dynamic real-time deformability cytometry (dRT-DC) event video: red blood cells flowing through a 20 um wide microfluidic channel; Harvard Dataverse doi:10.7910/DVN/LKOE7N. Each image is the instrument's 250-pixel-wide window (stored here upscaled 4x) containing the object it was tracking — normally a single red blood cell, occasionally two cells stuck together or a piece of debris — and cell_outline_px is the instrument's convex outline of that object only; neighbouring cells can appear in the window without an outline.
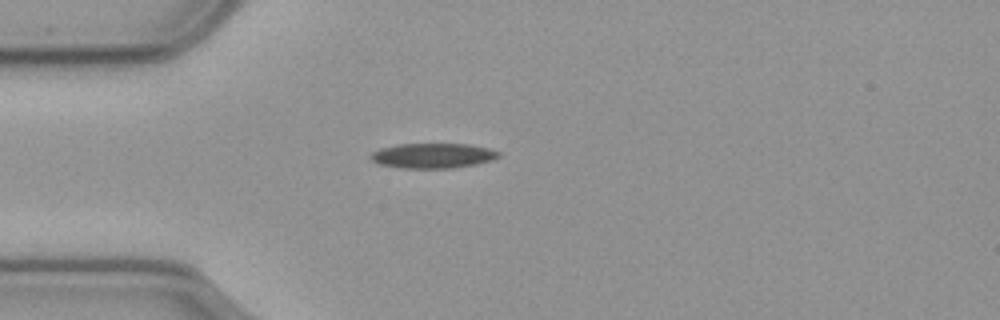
{"species": "common noctule bat (a hibernating species)", "species_latin": "Nyctalus noctula", "temperature_condition": "cold", "stored_images_in_passage": 43, "camera_frame_rate_fps": 3000, "um_per_image_px": 0.085, "animal": {"sex": "male", "body_mass_g": 23.1, "forearm_length_mm": 52.7}, "frame": {"image": 1, "passage_image": 1, "time_ms": 0.0, "image_size_px": [1000, 320], "cell_outline_px": [[500, 156], [492, 160], [476, 164], [452, 168], [404, 168], [376, 164], [368, 156], [372, 152], [380, 148], [396, 144], [468, 144], [488, 148], [500, 152]], "centroid_in_image_um": [36.76, 13.23], "position_along_channel_um": 48.2, "area_um2": 18.73}}
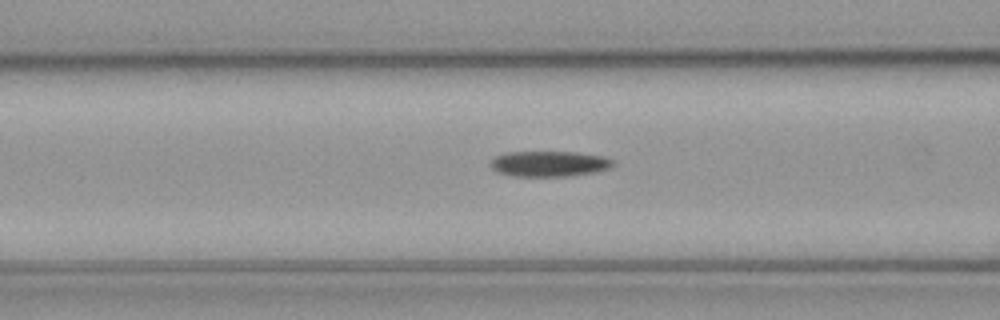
{"frame": {"image": 2, "passage_image": 8, "time_ms": 2.333, "image_size_px": [1000, 320], "cell_outline_px": [[616, 164], [608, 168], [592, 172], [564, 176], [516, 176], [496, 172], [492, 168], [492, 160], [496, 156], [508, 152], [576, 152], [604, 156], [612, 160]], "centroid_in_image_um": [46.69, 13.91], "position_along_channel_um": 119.9, "area_um2": 17.98}}
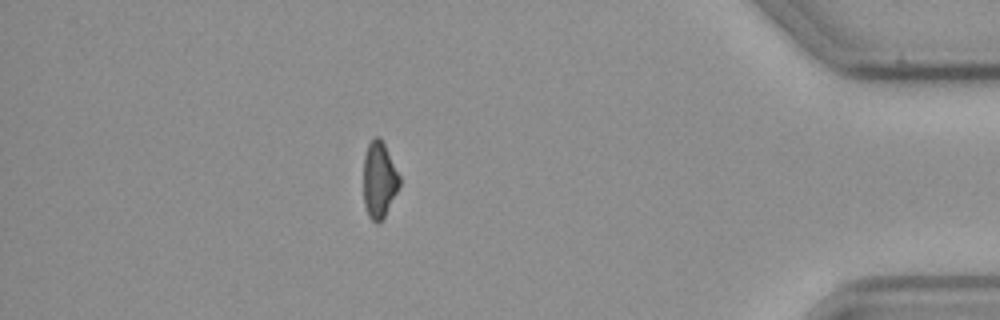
{"frame": {"image": 3, "passage_image": 36, "time_ms": 11.667, "image_size_px": [1000, 320], "cell_outline_px": [[400, 184], [384, 216], [376, 224], [368, 216], [364, 204], [364, 156], [368, 144], [376, 136], [380, 136], [400, 176]], "centroid_in_image_um": [32.22, 15.27], "position_along_channel_um": 403.0, "area_um2": 15.72}}